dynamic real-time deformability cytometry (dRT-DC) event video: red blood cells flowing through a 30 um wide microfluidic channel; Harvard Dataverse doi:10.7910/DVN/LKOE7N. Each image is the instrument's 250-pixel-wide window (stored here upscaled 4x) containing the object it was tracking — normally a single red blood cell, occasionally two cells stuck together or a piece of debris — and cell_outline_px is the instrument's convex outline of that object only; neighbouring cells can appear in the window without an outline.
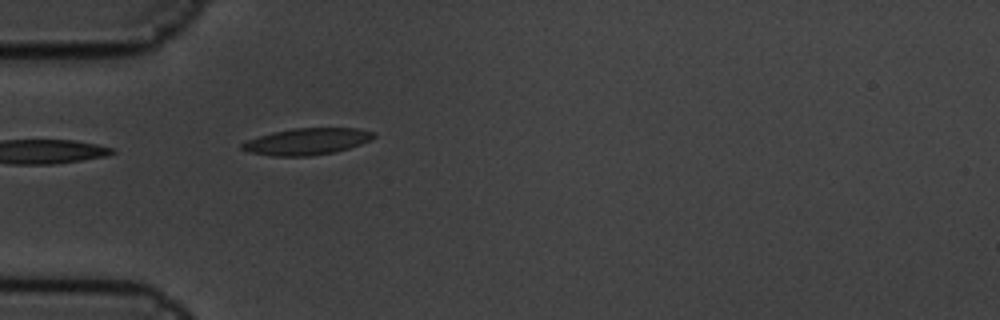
{"species": "common noctule bat (a hibernating species)", "species_latin": "Nyctalus noctula", "temperature_condition": "cold", "stored_images_in_passage": 6, "camera_frame_rate_fps": 3000, "um_per_image_px": 0.085, "animal": {"sex": "male", "body_mass_g": 19.5, "forearm_length_mm": 54.6}, "frame": {"image": 1, "passage_image": 6, "time_ms": 1.667, "image_size_px": [1000, 320], "cell_outline_px": [[376, 136], [360, 144], [348, 148], [332, 152], [312, 156], [272, 156], [248, 152], [240, 148], [240, 144], [248, 140], [272, 132], [292, 128], [360, 128], [376, 132]], "centroid_in_image_um": [26.08, 12.02], "position_along_channel_um": 58.9, "area_um2": 20.4}}